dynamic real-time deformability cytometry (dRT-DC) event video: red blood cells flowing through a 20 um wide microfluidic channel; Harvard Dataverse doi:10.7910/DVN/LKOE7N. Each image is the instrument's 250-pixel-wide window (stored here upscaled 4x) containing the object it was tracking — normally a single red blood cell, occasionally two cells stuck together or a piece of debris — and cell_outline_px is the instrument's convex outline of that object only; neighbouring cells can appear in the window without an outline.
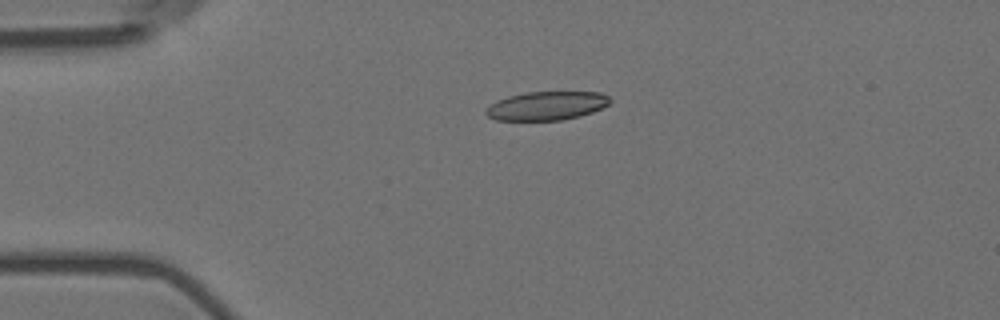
{"species": "Egyptian fruit bat (a non-hibernating species)", "species_latin": "Rousettus aegyptiacus", "temperature_condition": "room temperature", "stored_images_in_passage": 4, "camera_frame_rate_fps": 3000, "um_per_image_px": 0.085, "animal": {"sex": "female"}, "frame": {"image": 1, "passage_image": 3, "time_ms": 0.667, "image_size_px": [1000, 320], "cell_outline_px": [[612, 100], [608, 104], [592, 112], [580, 116], [560, 120], [496, 120], [488, 116], [484, 112], [496, 100], [508, 96], [528, 92], [600, 92], [608, 96]], "centroid_in_image_um": [46.47, 8.99], "position_along_channel_um": 38.5, "area_um2": 20.58}}